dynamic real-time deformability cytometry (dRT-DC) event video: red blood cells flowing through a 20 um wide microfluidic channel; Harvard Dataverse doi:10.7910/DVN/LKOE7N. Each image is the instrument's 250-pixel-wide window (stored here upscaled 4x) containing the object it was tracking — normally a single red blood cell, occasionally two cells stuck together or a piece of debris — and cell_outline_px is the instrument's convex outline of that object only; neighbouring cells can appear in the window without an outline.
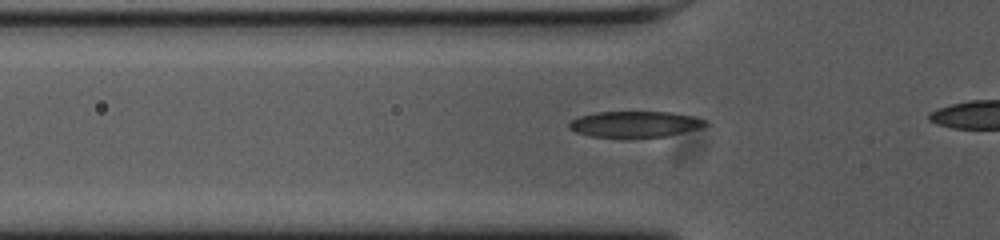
{"species": "common noctule bat (a hibernating species)", "species_latin": "Nyctalus noctula", "temperature_condition": "cold", "stored_images_in_passage": 8, "camera_frame_rate_fps": 3000, "um_per_image_px": 0.085, "animal": {"sex": "female", "body_mass_g": 23.0, "forearm_length_mm": 53.4}, "frame": {"image": 1, "passage_image": 2, "time_ms": 0.333, "image_size_px": [1000, 240], "cell_outline_px": [[700, 124], [660, 136], [604, 136], [584, 132], [572, 128], [572, 124], [576, 120], [584, 116], [608, 112], [660, 112], [700, 120]], "centroid_in_image_um": [53.82, 10.53], "position_along_channel_um": 72.0, "area_um2": 17.51}}
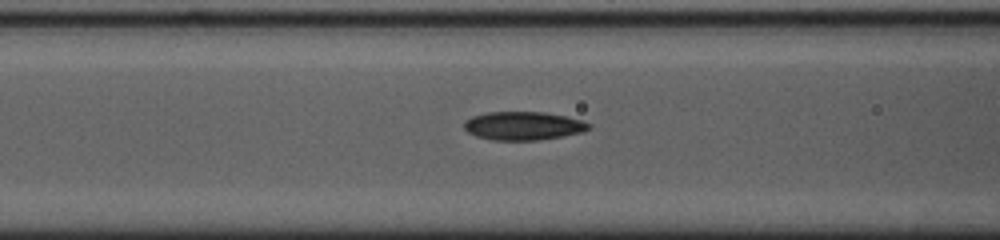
{"frame": {"image": 2, "passage_image": 6, "time_ms": 1.667, "image_size_px": [1000, 240], "cell_outline_px": [[588, 124], [584, 128], [572, 132], [556, 136], [524, 140], [508, 140], [484, 136], [472, 132], [464, 124], [468, 120], [476, 116], [500, 112], [532, 112], [560, 116], [576, 120]], "centroid_in_image_um": [44.4, 10.67], "position_along_channel_um": 122.2, "area_um2": 18.15}}